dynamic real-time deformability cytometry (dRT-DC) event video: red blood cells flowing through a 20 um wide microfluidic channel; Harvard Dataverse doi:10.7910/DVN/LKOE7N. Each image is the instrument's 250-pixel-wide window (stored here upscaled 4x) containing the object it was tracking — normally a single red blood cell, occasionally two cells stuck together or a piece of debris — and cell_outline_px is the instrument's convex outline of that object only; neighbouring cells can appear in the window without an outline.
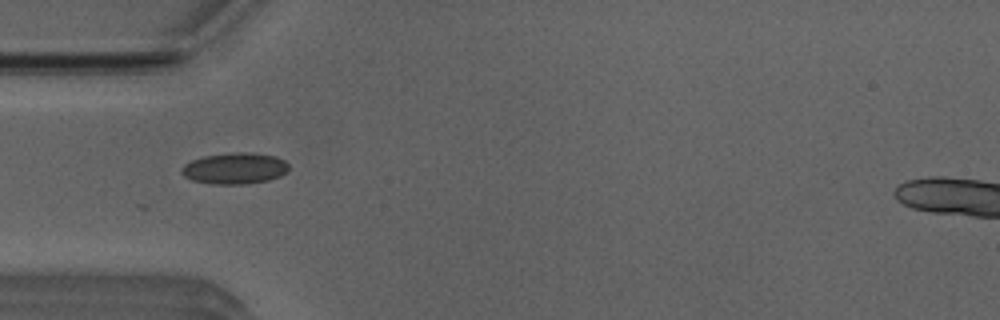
{"species": "Egyptian fruit bat (a non-hibernating species)", "species_latin": "Rousettus aegyptiacus", "temperature_condition": "room temperature", "stored_images_in_passage": 19, "camera_frame_rate_fps": 3000, "um_per_image_px": 0.085, "animal": {"sex": "male"}, "frame": {"image": 1, "passage_image": 2, "time_ms": 0.333, "image_size_px": [1000, 320], "cell_outline_px": [[288, 172], [280, 176], [268, 180], [244, 184], [212, 184], [192, 180], [184, 176], [180, 172], [180, 168], [184, 164], [192, 160], [204, 156], [240, 152], [252, 152], [276, 156], [284, 160], [288, 164]], "centroid_in_image_um": [19.96, 14.31], "position_along_channel_um": 65.0, "area_um2": 19.59}}
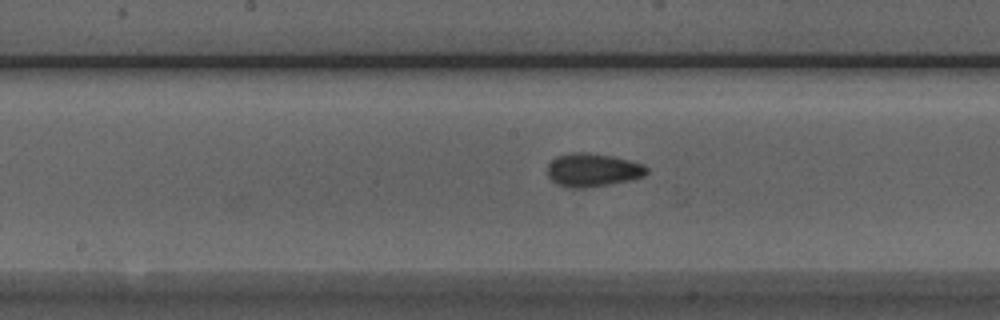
{"frame": {"image": 2, "passage_image": 12, "time_ms": 3.667, "image_size_px": [1000, 320], "cell_outline_px": [[648, 172], [644, 176], [628, 180], [608, 184], [584, 188], [568, 188], [556, 184], [548, 176], [548, 164], [556, 156], [572, 152], [588, 152], [612, 156], [644, 164], [648, 168]], "centroid_in_image_um": [50.36, 14.44], "position_along_channel_um": 197.8, "area_um2": 19.31}}
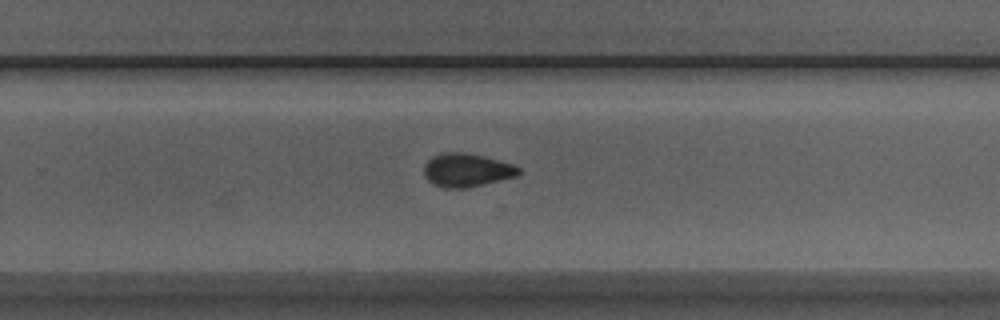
{"frame": {"image": 3, "passage_image": 19, "time_ms": 6.0, "image_size_px": [1000, 320], "cell_outline_px": [[520, 172], [516, 176], [468, 188], [444, 188], [432, 184], [424, 176], [424, 164], [432, 156], [440, 152], [464, 152], [484, 156], [512, 164], [520, 168]], "centroid_in_image_um": [39.62, 14.46], "position_along_channel_um": 290.2, "area_um2": 18.55}}